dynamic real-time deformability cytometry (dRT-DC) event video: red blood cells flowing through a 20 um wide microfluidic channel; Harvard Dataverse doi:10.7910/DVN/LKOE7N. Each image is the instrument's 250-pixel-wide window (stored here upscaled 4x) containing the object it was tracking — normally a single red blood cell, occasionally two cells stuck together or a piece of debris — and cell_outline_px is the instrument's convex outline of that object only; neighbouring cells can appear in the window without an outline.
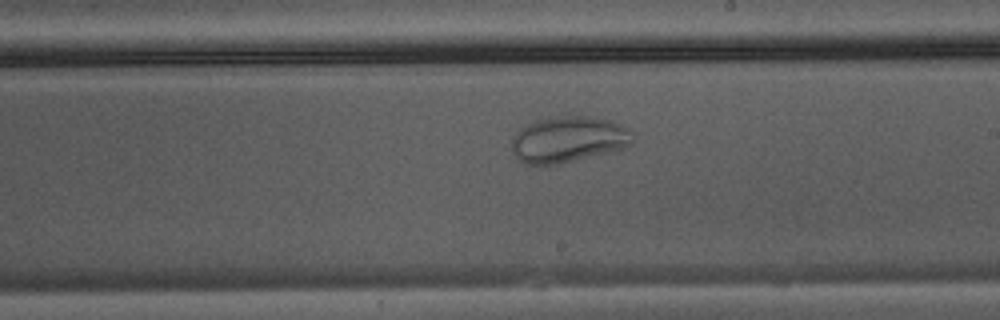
{"species": "Egyptian fruit bat (a non-hibernating species)", "species_latin": "Rousettus aegyptiacus", "temperature_condition": "warm", "stored_images_in_passage": 33, "camera_frame_rate_fps": 3000, "um_per_image_px": 0.085, "animal": {"sex": "male"}, "frame": {"image": 1, "passage_image": 19, "time_ms": 6.0, "image_size_px": [1000, 320], "cell_outline_px": [[636, 132], [632, 140], [624, 148], [616, 152], [556, 164], [524, 164], [512, 152], [512, 136], [520, 128], [536, 120], [556, 116], [596, 116], [632, 128]], "centroid_in_image_um": [48.36, 11.84], "position_along_channel_um": 240.6, "area_um2": 33.0}}